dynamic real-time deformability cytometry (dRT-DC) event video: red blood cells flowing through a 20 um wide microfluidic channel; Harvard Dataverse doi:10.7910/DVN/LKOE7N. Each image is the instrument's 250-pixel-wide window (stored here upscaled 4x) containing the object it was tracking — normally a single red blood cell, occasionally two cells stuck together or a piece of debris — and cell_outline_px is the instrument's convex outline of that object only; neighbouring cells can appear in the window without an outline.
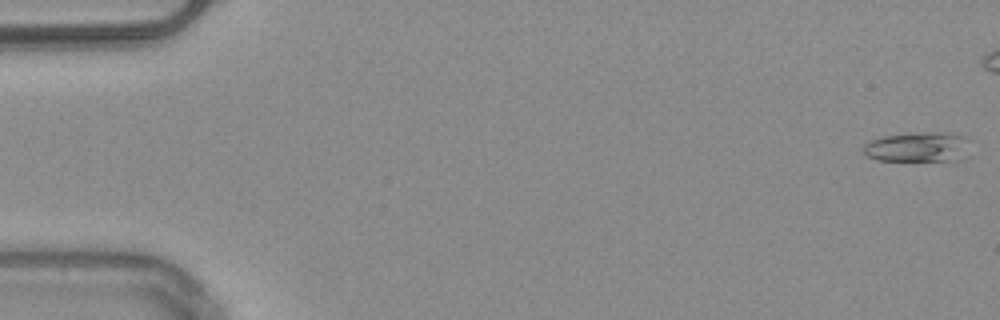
{"species": "common noctule bat (a hibernating species)", "species_latin": "Nyctalus noctula", "temperature_condition": "warm", "stored_images_in_passage": 47, "camera_frame_rate_fps": 3000, "um_per_image_px": 0.085, "animal": {"sex": "male", "body_mass_g": 20.4}, "frame": {"image": 1, "passage_image": 1, "time_ms": 0.0, "image_size_px": [1000, 320], "cell_outline_px": [[960, 136], [956, 160], [876, 160], [860, 152], [860, 148], [868, 140], [884, 136], [916, 132], [952, 132]], "centroid_in_image_um": [77.65, 12.47], "position_along_channel_um": 7.3, "area_um2": 17.46}}
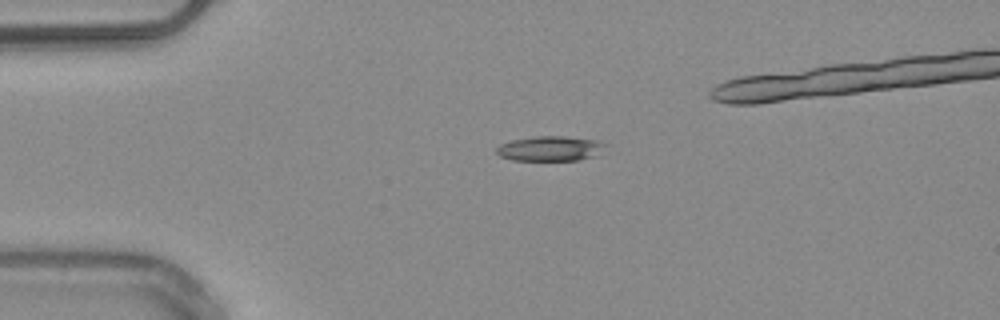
{"frame": {"image": 2, "passage_image": 12, "time_ms": 3.667, "image_size_px": [1000, 320], "cell_outline_px": [[608, 144], [596, 156], [580, 160], [512, 160], [500, 156], [496, 152], [496, 148], [500, 144], [512, 140], [532, 136], [564, 136], [596, 140]], "centroid_in_image_um": [46.77, 12.62], "position_along_channel_um": 38.2, "area_um2": 15.9}}
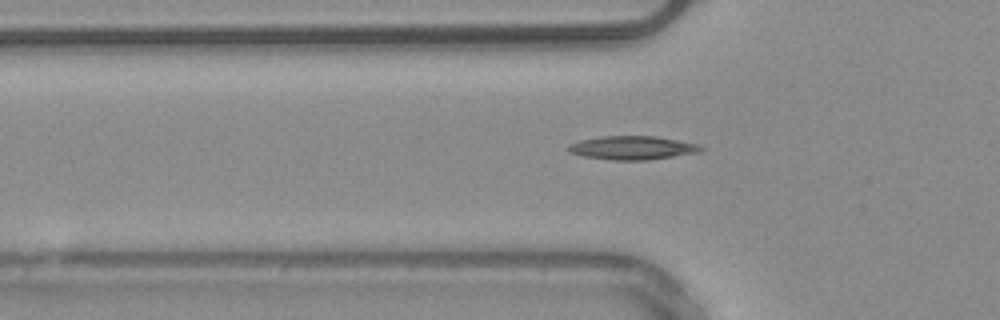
{"frame": {"image": 3, "passage_image": 17, "time_ms": 5.333, "image_size_px": [1000, 320], "cell_outline_px": [[708, 148], [700, 152], [648, 160], [612, 160], [584, 156], [568, 152], [568, 144], [580, 140], [600, 136], [656, 136], [700, 144]], "centroid_in_image_um": [53.8, 12.56], "position_along_channel_um": 72.0, "area_um2": 18.44}}